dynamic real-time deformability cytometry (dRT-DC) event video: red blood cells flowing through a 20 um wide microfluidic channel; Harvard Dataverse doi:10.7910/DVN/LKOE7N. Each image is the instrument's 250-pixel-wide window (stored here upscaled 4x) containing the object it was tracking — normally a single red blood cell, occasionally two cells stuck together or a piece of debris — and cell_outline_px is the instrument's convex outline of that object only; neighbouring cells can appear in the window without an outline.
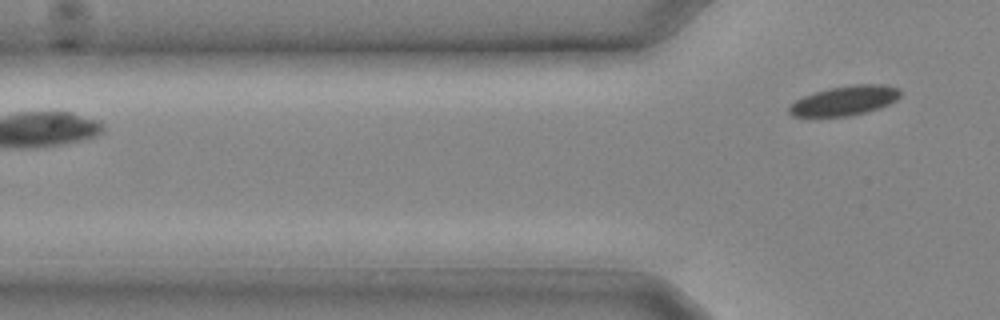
{"species": "common noctule bat (a hibernating species)", "species_latin": "Nyctalus noctula", "temperature_condition": "cold", "stored_images_in_passage": 7, "segment_of_instrument_passage": [2, 2], "camera_frame_rate_fps": 3000, "um_per_image_px": 0.085, "animal": {"sex": "male", "body_mass_g": 20.4}, "frame": {"image": 1, "passage_image": 7, "time_ms": 2.0, "image_size_px": [1000, 320], "cell_outline_px": [[900, 96], [896, 100], [880, 108], [848, 116], [792, 116], [788, 112], [788, 108], [796, 100], [804, 96], [816, 92], [832, 88], [856, 84], [884, 84], [900, 88]], "centroid_in_image_um": [71.83, 8.55], "position_along_channel_um": 54.0, "area_um2": 18.9}}